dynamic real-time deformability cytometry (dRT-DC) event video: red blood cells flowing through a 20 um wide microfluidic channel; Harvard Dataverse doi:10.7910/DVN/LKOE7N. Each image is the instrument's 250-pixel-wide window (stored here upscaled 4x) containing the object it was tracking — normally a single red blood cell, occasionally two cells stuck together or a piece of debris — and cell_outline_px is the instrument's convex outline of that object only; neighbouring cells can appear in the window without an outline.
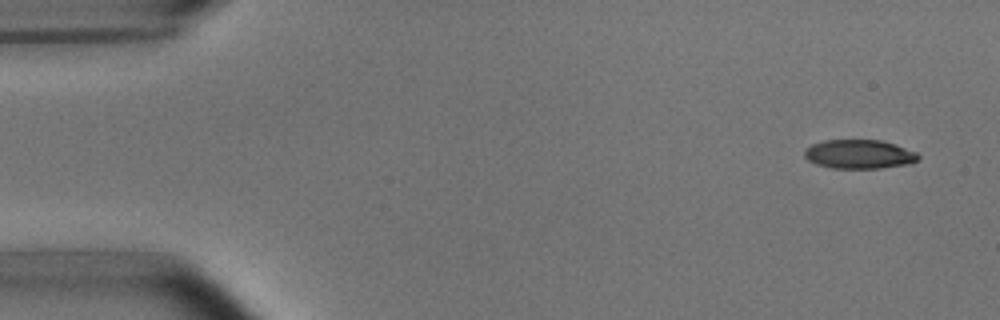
{"species": "common noctule bat (a hibernating species)", "species_latin": "Nyctalus noctula", "temperature_condition": "room temperature", "stored_images_in_passage": 5, "camera_frame_rate_fps": 3000, "um_per_image_px": 0.085, "animal": {"sex": "male", "body_mass_g": 15.6}, "frame": {"image": 1, "passage_image": 1, "time_ms": 0.0, "image_size_px": [1000, 320], "cell_outline_px": [[920, 156], [916, 160], [908, 164], [880, 168], [832, 168], [816, 164], [808, 160], [804, 156], [804, 148], [812, 144], [824, 140], [880, 140], [916, 152]], "centroid_in_image_um": [72.97, 13.11], "position_along_channel_um": 12.0, "area_um2": 19.07}}
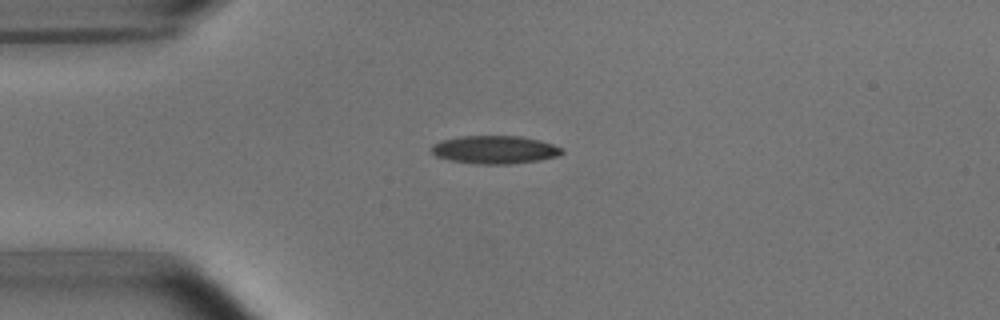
{"frame": {"image": 2, "passage_image": 3, "time_ms": 3.333, "image_size_px": [1000, 320], "cell_outline_px": [[564, 152], [560, 156], [540, 160], [508, 164], [476, 164], [452, 160], [436, 156], [432, 152], [432, 144], [440, 140], [460, 136], [520, 136], [540, 140], [552, 144], [560, 148]], "centroid_in_image_um": [42.06, 12.72], "position_along_channel_um": 42.9, "area_um2": 21.33}}